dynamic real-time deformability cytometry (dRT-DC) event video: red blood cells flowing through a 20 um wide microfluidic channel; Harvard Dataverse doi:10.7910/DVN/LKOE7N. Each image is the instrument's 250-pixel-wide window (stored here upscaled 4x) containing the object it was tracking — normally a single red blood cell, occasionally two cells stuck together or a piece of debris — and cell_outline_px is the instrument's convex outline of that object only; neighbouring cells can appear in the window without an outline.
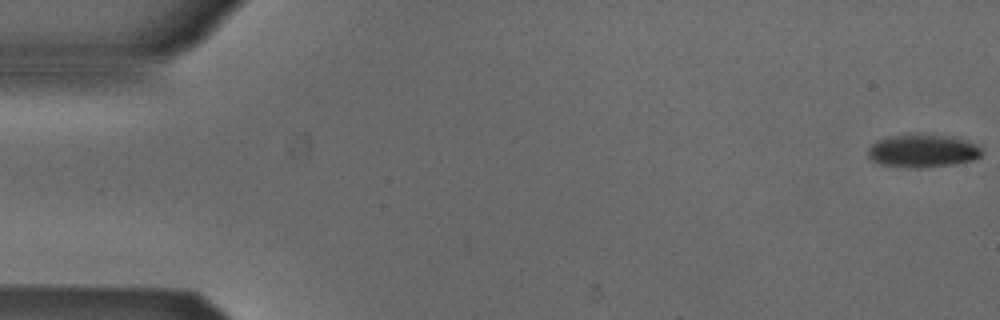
{"species": "Egyptian fruit bat (a non-hibernating species)", "species_latin": "Rousettus aegyptiacus", "temperature_condition": "cold", "stored_images_in_passage": 15, "camera_frame_rate_fps": 3000, "um_per_image_px": 0.085, "animal": {"sex": "male"}, "frame": {"image": 1, "passage_image": 1, "time_ms": 0.0, "image_size_px": [1000, 320], "cell_outline_px": [[984, 152], [980, 156], [972, 160], [956, 164], [916, 168], [884, 164], [872, 160], [868, 156], [868, 148], [876, 140], [892, 136], [948, 136], [964, 140], [976, 144]], "centroid_in_image_um": [78.45, 12.85], "position_along_channel_um": 6.6, "area_um2": 21.15}}